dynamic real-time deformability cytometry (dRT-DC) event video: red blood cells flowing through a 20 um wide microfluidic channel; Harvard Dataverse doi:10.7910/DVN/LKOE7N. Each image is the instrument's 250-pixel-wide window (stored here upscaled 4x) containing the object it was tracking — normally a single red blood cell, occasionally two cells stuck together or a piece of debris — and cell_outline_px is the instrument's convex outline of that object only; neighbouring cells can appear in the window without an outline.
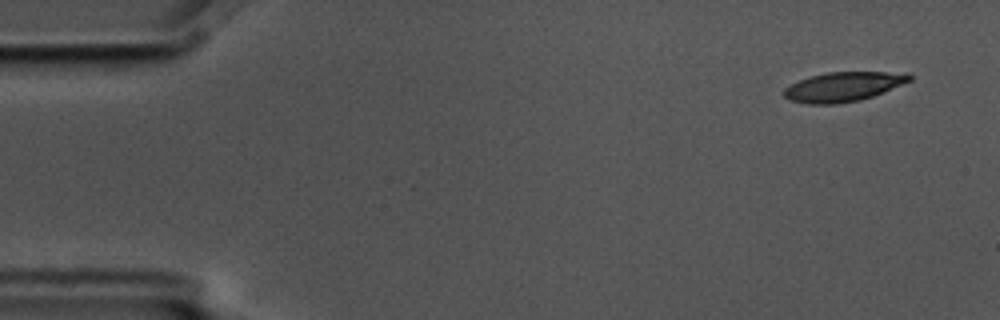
{"species": "common noctule bat (a hibernating species)", "species_latin": "Nyctalus noctula", "temperature_condition": "cold", "stored_images_in_passage": 7, "camera_frame_rate_fps": 3000, "um_per_image_px": 0.085, "animal": {"sex": "male", "body_mass_g": 17.5, "forearm_length_mm": 52.3}, "frame": {"image": 1, "passage_image": 1, "time_ms": 0.0, "image_size_px": [1000, 320], "cell_outline_px": [[912, 80], [884, 92], [860, 100], [836, 104], [808, 104], [788, 100], [784, 96], [784, 88], [800, 80], [812, 76], [828, 72], [908, 72], [912, 76]], "centroid_in_image_um": [71.71, 7.37], "position_along_channel_um": 13.3, "area_um2": 21.56}}
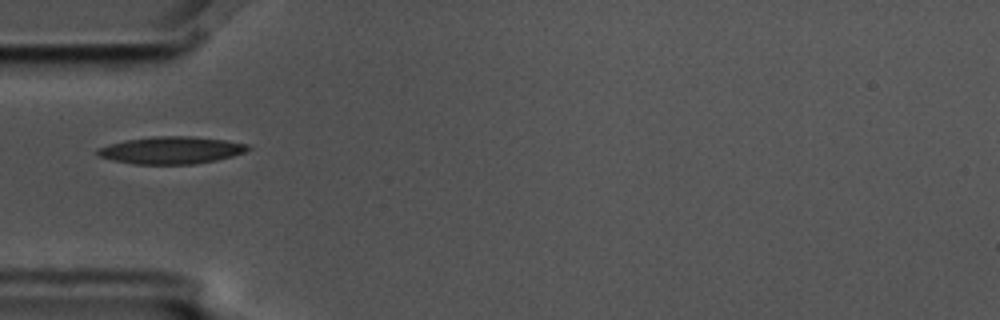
{"frame": {"image": 2, "passage_image": 5, "time_ms": 1.333, "image_size_px": [1000, 320], "cell_outline_px": [[252, 148], [244, 152], [232, 156], [216, 160], [196, 164], [136, 164], [112, 160], [100, 156], [96, 152], [96, 148], [108, 144], [124, 140], [152, 136], [192, 136], [224, 140], [252, 144]], "centroid_in_image_um": [14.57, 12.76], "position_along_channel_um": 70.4, "area_um2": 24.1}}